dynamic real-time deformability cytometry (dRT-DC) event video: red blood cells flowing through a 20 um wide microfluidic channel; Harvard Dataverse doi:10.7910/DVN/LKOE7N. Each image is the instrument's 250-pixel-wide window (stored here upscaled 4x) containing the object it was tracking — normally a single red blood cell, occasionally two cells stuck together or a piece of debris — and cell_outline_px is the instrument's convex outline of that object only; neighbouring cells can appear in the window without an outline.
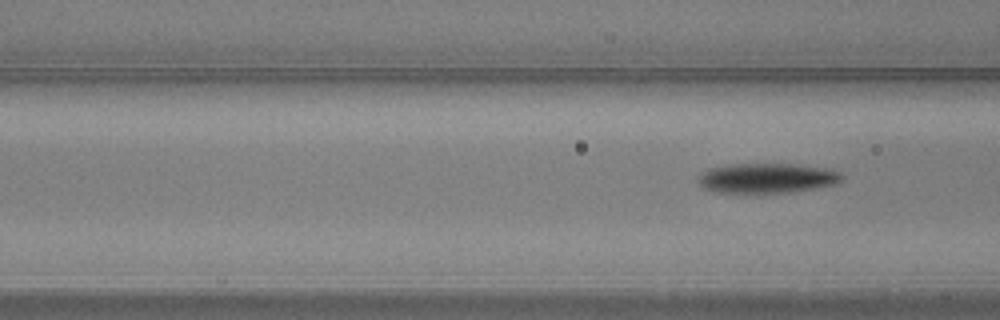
{"species": "common noctule bat (a hibernating species)", "species_latin": "Nyctalus noctula", "temperature_condition": "warm", "stored_images_in_passage": 7, "segment_of_instrument_passage": [2, 2], "camera_frame_rate_fps": 3000, "um_per_image_px": 0.085, "animal": {"sex": "male", "body_mass_g": 20.5, "forearm_length_mm": 52.5}, "frame": {"image": 1, "passage_image": 7, "time_ms": 2.0, "image_size_px": [1000, 320], "cell_outline_px": [[844, 176], [836, 184], [788, 192], [716, 192], [704, 188], [696, 180], [700, 172], [708, 168], [732, 164], [792, 164], [832, 168], [840, 172]], "centroid_in_image_um": [65.18, 15.12], "position_along_channel_um": 101.4, "area_um2": 24.97}}